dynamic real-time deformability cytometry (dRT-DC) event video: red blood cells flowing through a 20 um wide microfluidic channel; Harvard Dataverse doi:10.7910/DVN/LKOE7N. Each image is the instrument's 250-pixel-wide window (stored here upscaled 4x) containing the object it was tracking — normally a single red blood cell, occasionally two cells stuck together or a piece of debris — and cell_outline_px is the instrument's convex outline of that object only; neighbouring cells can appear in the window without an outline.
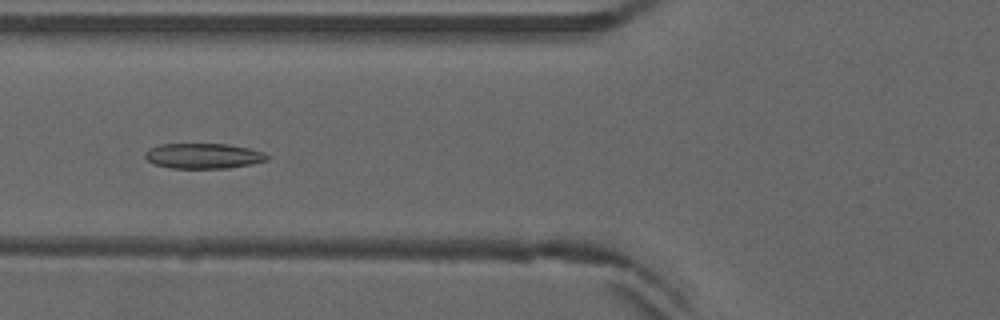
{"species": "common noctule bat (a hibernating species)", "species_latin": "Nyctalus noctula", "temperature_condition": "warm", "stored_images_in_passage": 53, "camera_frame_rate_fps": 3000, "um_per_image_px": 0.085, "animal": {"sex": "male", "forearm_length_mm": 52.5}, "frame": {"image": 1, "passage_image": 21, "time_ms": 6.667, "image_size_px": [1000, 320], "cell_outline_px": [[268, 160], [252, 164], [228, 168], [172, 168], [152, 164], [144, 156], [144, 152], [148, 148], [160, 144], [228, 144], [248, 148], [264, 152], [268, 156]], "centroid_in_image_um": [17.26, 13.25], "position_along_channel_um": 108.5, "area_um2": 18.09}}
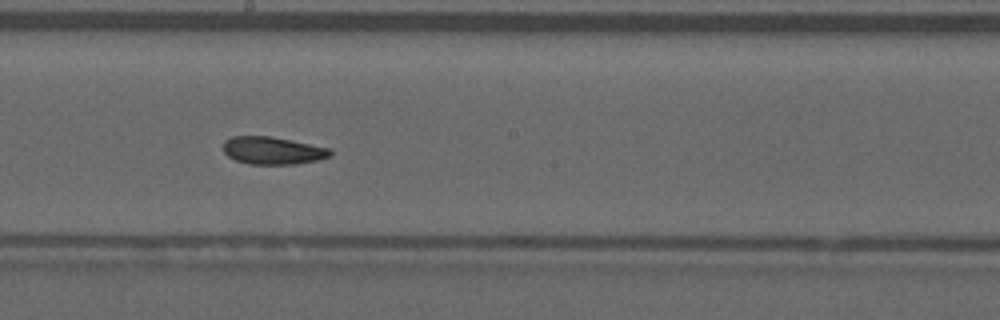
{"frame": {"image": 2, "passage_image": 30, "time_ms": 9.667, "image_size_px": [1000, 320], "cell_outline_px": [[332, 156], [316, 160], [296, 164], [248, 164], [236, 160], [228, 156], [224, 152], [224, 140], [232, 136], [268, 136], [332, 148]], "centroid_in_image_um": [23.19, 12.8], "position_along_channel_um": 225.0, "area_um2": 17.17}}
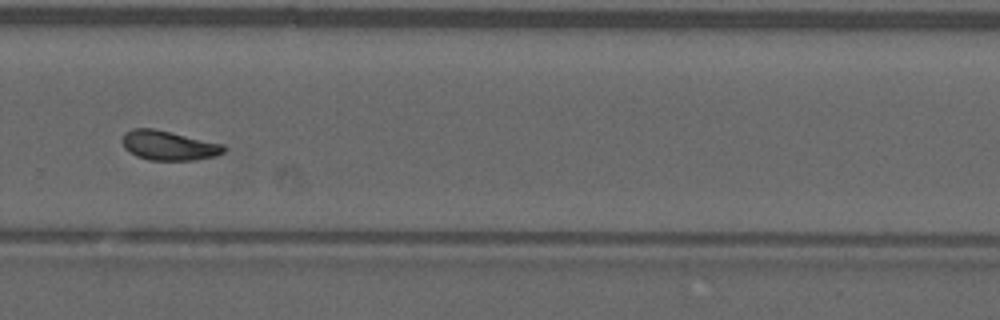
{"frame": {"image": 3, "passage_image": 37, "time_ms": 12.0, "image_size_px": [1000, 320], "cell_outline_px": [[228, 148], [224, 152], [216, 156], [192, 160], [148, 160], [136, 156], [128, 152], [124, 148], [120, 140], [124, 132], [132, 128], [156, 128], [224, 144]], "centroid_in_image_um": [14.31, 12.35], "position_along_channel_um": 315.5, "area_um2": 17.92}, "authors_computed_cell_mechanics": {"area_um2": 17.5134, "velocity_mm_per_s": 3.8885, "shape_relaxation_time_tau1_ms": 6.7592, "shape_relaxation_time_tau2_ms": 2.9504, "deformation_change_tau1": 0.1668, "deformation_change_tau2": 0.0572}}